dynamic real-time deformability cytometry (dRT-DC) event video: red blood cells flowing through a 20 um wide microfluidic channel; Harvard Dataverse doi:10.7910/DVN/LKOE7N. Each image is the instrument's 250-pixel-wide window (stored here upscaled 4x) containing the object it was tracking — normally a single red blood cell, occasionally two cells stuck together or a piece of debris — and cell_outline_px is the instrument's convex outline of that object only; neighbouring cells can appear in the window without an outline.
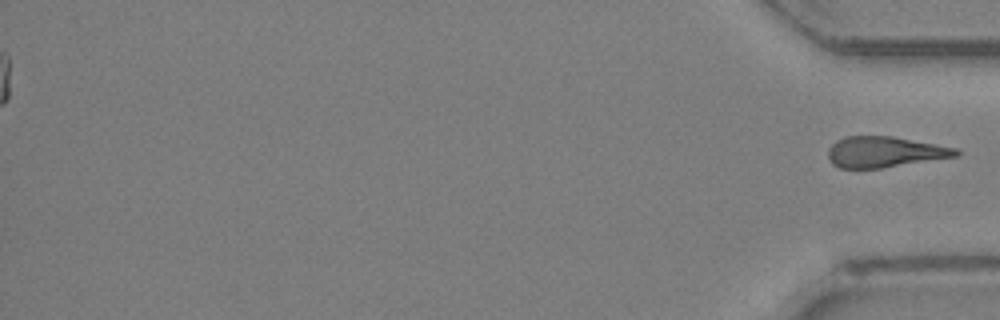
{"species": "Egyptian fruit bat (a non-hibernating species)", "species_latin": "Rousettus aegyptiacus", "temperature_condition": "room temperature", "stored_images_in_passage": 31, "segment_of_instrument_passage": [2, 2], "camera_frame_rate_fps": 3000, "um_per_image_px": 0.085, "animal": {"sex": "female"}, "frame": {"image": 1, "passage_image": 31, "time_ms": 10.0, "image_size_px": [1000, 320], "cell_outline_px": [[960, 152], [956, 156], [880, 168], [840, 168], [832, 164], [828, 160], [828, 148], [836, 140], [844, 136], [892, 136], [936, 144], [956, 148]], "centroid_in_image_um": [75.13, 12.91], "position_along_channel_um": 360.1, "area_um2": 22.83}}